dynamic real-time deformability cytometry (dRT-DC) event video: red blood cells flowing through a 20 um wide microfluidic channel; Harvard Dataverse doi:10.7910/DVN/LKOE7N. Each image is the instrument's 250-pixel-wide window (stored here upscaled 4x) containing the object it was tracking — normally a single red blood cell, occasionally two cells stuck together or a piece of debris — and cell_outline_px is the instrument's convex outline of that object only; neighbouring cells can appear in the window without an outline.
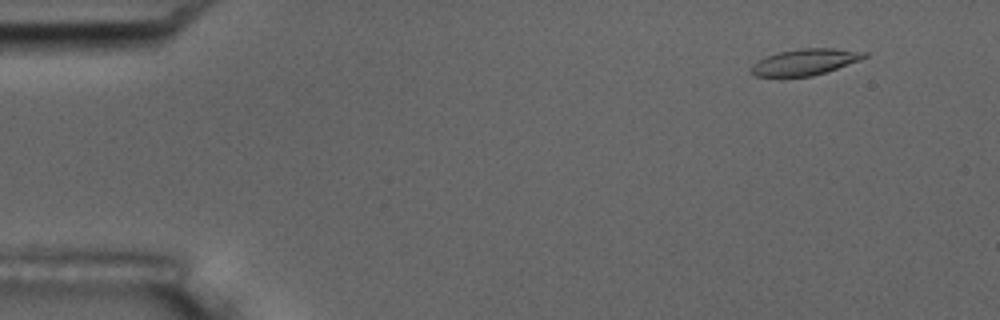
{"species": "common noctule bat (a hibernating species)", "species_latin": "Nyctalus noctula", "temperature_condition": "room temperature", "stored_images_in_passage": 6, "segment_of_instrument_passage": [1, 2], "camera_frame_rate_fps": 3000, "um_per_image_px": 0.085, "animal": {"sex": "male", "body_mass_g": 17.5, "forearm_length_mm": 52.3}, "frame": {"image": 1, "passage_image": 2, "time_ms": 1.333, "image_size_px": [1000, 320], "cell_outline_px": [[868, 56], [860, 60], [828, 72], [812, 76], [756, 76], [752, 72], [752, 64], [768, 56], [780, 52], [800, 48], [836, 48], [868, 52]], "centroid_in_image_um": [68.52, 5.26], "position_along_channel_um": 16.5, "area_um2": 17.17}}
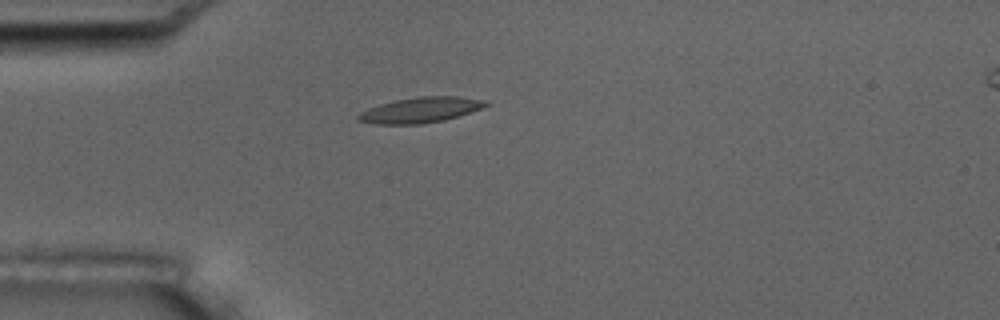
{"frame": {"image": 2, "passage_image": 5, "time_ms": 4.667, "image_size_px": [1000, 320], "cell_outline_px": [[492, 104], [444, 120], [420, 124], [376, 124], [356, 120], [356, 116], [360, 112], [368, 108], [380, 104], [396, 100], [420, 96], [456, 96], [488, 100]], "centroid_in_image_um": [35.73, 9.34], "position_along_channel_um": 49.3, "area_um2": 18.84}}